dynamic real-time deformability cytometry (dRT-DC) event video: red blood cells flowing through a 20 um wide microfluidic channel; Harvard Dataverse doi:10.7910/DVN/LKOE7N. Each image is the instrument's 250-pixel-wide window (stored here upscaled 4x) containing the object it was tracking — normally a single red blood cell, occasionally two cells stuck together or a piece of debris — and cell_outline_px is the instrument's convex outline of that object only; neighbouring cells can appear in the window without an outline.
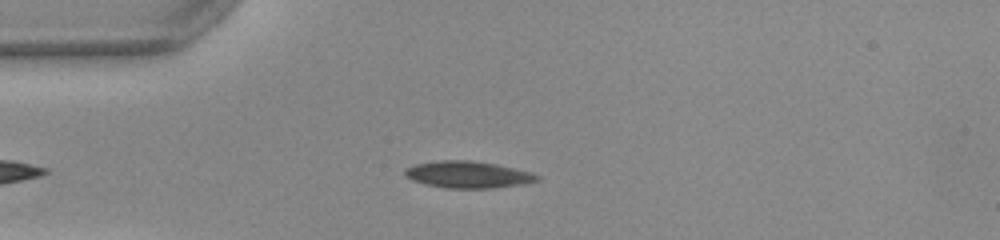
{"species": "common noctule bat (a hibernating species)", "species_latin": "Nyctalus noctula", "temperature_condition": "warm", "stored_images_in_passage": 42, "camera_frame_rate_fps": 3000, "um_per_image_px": 0.085, "animal": {"sex": "female", "body_mass_g": 22.0, "forearm_length_mm": 56.7}, "frame": {"image": 1, "passage_image": 5, "time_ms": 1.333, "image_size_px": [1000, 240], "cell_outline_px": [[540, 180], [524, 184], [492, 188], [444, 188], [424, 184], [412, 180], [404, 176], [404, 168], [416, 164], [440, 160], [468, 160], [496, 164], [532, 172], [540, 176]], "centroid_in_image_um": [39.77, 14.84], "position_along_channel_um": 45.2, "area_um2": 20.81}}
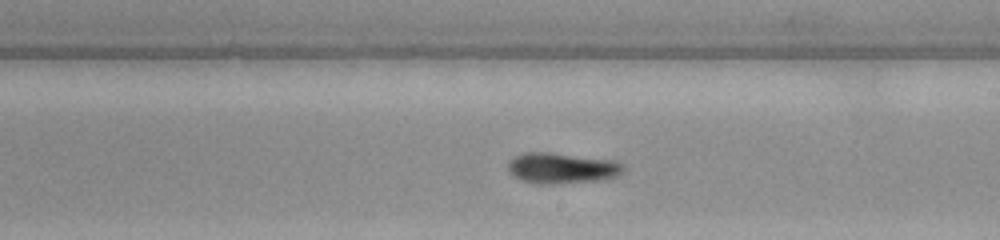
{"frame": {"image": 2, "passage_image": 21, "time_ms": 6.667, "image_size_px": [1000, 240], "cell_outline_px": [[624, 168], [616, 176], [596, 180], [552, 184], [532, 184], [520, 180], [512, 176], [508, 168], [508, 164], [516, 156], [524, 152], [548, 152], [612, 160], [624, 164]], "centroid_in_image_um": [47.7, 14.29], "position_along_channel_um": 241.3, "area_um2": 20.46}}
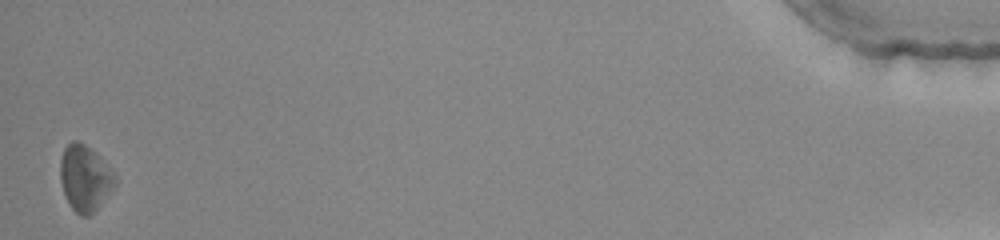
{"frame": {"image": 3, "passage_image": 42, "time_ms": 13.667, "image_size_px": [1000, 240], "cell_outline_px": [[116, 184], [100, 204], [88, 216], [80, 216], [68, 204], [60, 180], [60, 160], [64, 148], [72, 140], [80, 140], [100, 156], [116, 176]], "centroid_in_image_um": [7.2, 15.11], "position_along_channel_um": 428.0, "area_um2": 20.98}, "authors_computed_cell_mechanics": {"area_um2": 19.5653, "velocity_mm_per_s": 4.012, "shape_relaxation_time_tau1_ms": 2.951, "shape_relaxation_time_tau2_ms": null, "deformation_change_tau1": 0.1267, "deformation_change_tau2": null}}